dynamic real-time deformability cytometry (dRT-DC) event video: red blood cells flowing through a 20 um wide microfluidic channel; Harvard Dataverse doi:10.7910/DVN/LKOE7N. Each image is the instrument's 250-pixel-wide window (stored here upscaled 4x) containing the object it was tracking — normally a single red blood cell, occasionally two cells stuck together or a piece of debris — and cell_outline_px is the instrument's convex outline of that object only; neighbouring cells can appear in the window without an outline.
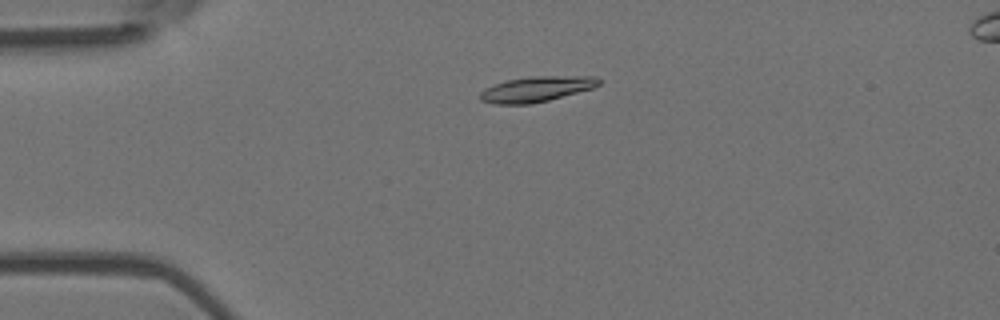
{"species": "Egyptian fruit bat (a non-hibernating species)", "species_latin": "Rousettus aegyptiacus", "temperature_condition": "room temperature", "stored_images_in_passage": 41, "camera_frame_rate_fps": 3000, "um_per_image_px": 0.085, "animal": {"sex": "female"}, "frame": {"image": 1, "passage_image": 2, "time_ms": 0.333, "image_size_px": [1000, 320], "cell_outline_px": [[600, 84], [592, 88], [548, 100], [532, 104], [492, 104], [480, 100], [480, 92], [484, 88], [508, 80], [532, 76], [596, 76], [600, 80]], "centroid_in_image_um": [45.58, 7.57], "position_along_channel_um": 39.4, "area_um2": 17.46}}
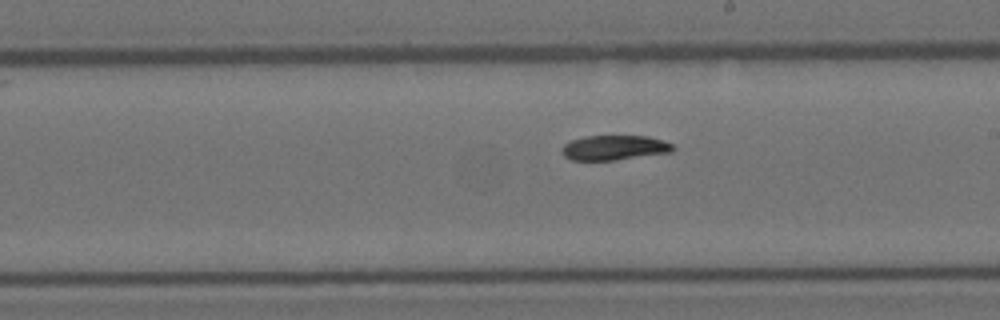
{"frame": {"image": 2, "passage_image": 19, "time_ms": 6.0, "image_size_px": [1000, 320], "cell_outline_px": [[676, 148], [672, 152], [616, 160], [572, 160], [564, 156], [560, 152], [560, 148], [564, 144], [572, 140], [588, 136], [648, 136], [672, 144]], "centroid_in_image_um": [52.2, 12.56], "position_along_channel_um": 236.8, "area_um2": 16.07}}
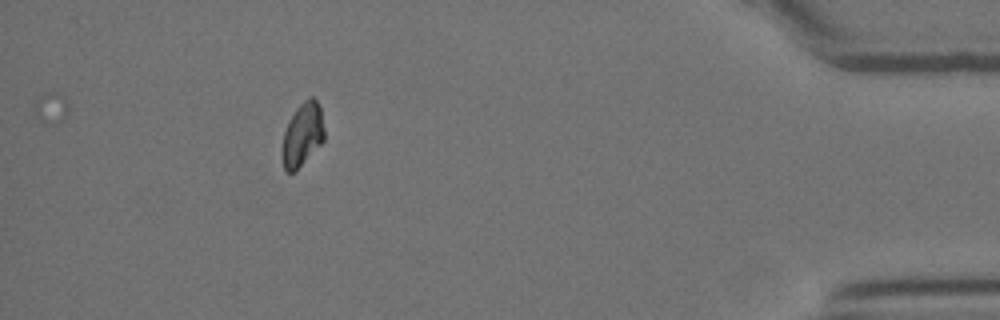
{"frame": {"image": 3, "passage_image": 36, "time_ms": 11.667, "image_size_px": [1000, 320], "cell_outline_px": [[324, 140], [296, 172], [288, 172], [284, 168], [280, 152], [280, 148], [284, 132], [288, 120], [296, 108], [308, 96], [312, 96], [316, 100], [320, 108], [324, 128]], "centroid_in_image_um": [25.68, 11.46], "position_along_channel_um": 409.5, "area_um2": 15.9}, "authors_computed_cell_mechanics": {"area_um2": 16.7042, "velocity_mm_per_s": 4.0313, "shape_relaxation_time_tau1_ms": 3.5771, "shape_relaxation_time_tau2_ms": null, "deformation_change_tau1": 0.1664, "deformation_change_tau2": null}}